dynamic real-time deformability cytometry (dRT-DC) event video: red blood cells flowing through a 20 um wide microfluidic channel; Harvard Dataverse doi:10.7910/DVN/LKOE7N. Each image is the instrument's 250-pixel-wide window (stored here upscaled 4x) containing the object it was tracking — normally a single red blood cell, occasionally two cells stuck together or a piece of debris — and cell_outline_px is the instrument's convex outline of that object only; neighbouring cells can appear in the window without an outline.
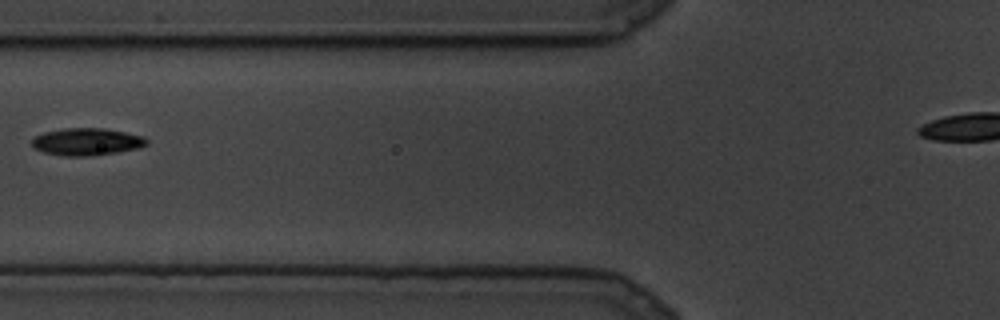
{"species": "common noctule bat (a hibernating species)", "species_latin": "Nyctalus noctula", "temperature_condition": "cold", "stored_images_in_passage": 7, "camera_frame_rate_fps": 3000, "um_per_image_px": 0.085, "animal": {"sex": "male", "body_mass_g": 19.5, "forearm_length_mm": 54.6}, "frame": {"image": 1, "passage_image": 6, "time_ms": 1.667, "image_size_px": [1000, 320], "cell_outline_px": [[148, 144], [140, 148], [96, 156], [64, 156], [44, 152], [32, 148], [32, 140], [36, 136], [44, 132], [64, 128], [104, 128], [144, 136], [148, 140]], "centroid_in_image_um": [7.39, 12.06], "position_along_channel_um": 118.4, "area_um2": 18.44}}